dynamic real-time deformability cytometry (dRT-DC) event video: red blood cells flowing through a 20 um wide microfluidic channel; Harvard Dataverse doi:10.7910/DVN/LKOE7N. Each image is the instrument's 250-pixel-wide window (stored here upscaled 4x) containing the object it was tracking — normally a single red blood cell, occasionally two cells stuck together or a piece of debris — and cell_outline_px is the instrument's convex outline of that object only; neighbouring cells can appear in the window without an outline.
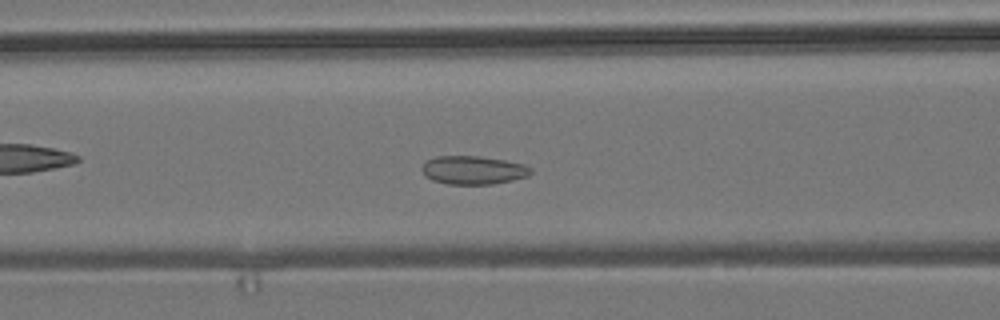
{"species": "common noctule bat (a hibernating species)", "species_latin": "Nyctalus noctula", "temperature_condition": "room temperature", "stored_images_in_passage": 53, "camera_frame_rate_fps": 3000, "um_per_image_px": 0.085, "animal": {"sex": "male", "body_mass_g": 19.2, "forearm_length_mm": 51.8}, "frame": {"image": 1, "passage_image": 21, "time_ms": 6.667, "image_size_px": [1000, 320], "cell_outline_px": [[532, 172], [528, 176], [512, 180], [492, 184], [448, 184], [432, 180], [424, 176], [420, 168], [428, 160], [436, 156], [480, 156], [504, 160], [524, 164], [532, 168]], "centroid_in_image_um": [40.21, 14.46], "position_along_channel_um": 126.4, "area_um2": 18.09}}
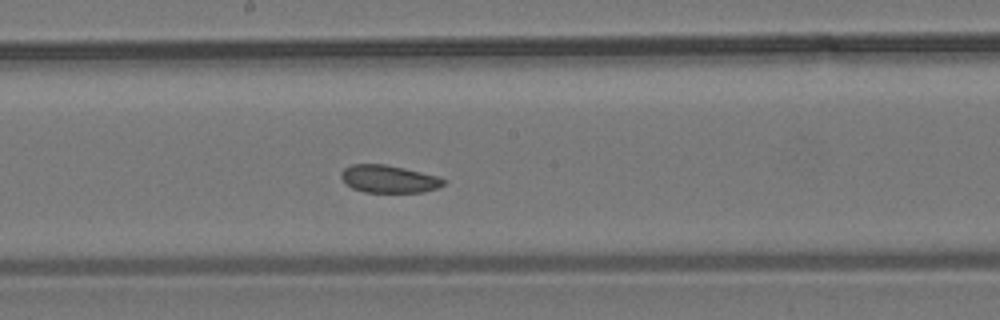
{"frame": {"image": 2, "passage_image": 28, "time_ms": 9.0, "image_size_px": [1000, 320], "cell_outline_px": [[444, 184], [436, 188], [424, 192], [364, 192], [352, 188], [340, 176], [340, 172], [344, 168], [352, 164], [384, 164], [404, 168], [436, 176], [444, 180]], "centroid_in_image_um": [33.01, 15.21], "position_along_channel_um": 215.2, "area_um2": 16.24}}
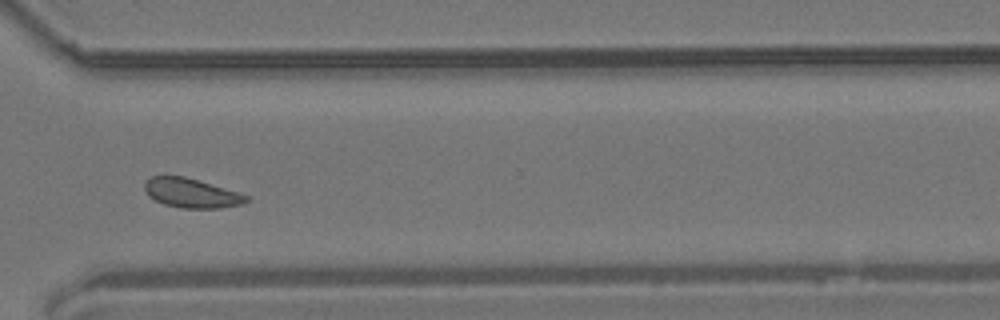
{"frame": {"image": 3, "passage_image": 39, "time_ms": 12.667, "image_size_px": [1000, 320], "cell_outline_px": [[248, 200], [244, 204], [220, 208], [180, 208], [164, 204], [148, 196], [144, 188], [144, 180], [152, 176], [184, 176], [236, 192], [248, 196]], "centroid_in_image_um": [16.22, 16.42], "position_along_channel_um": 354.4, "area_um2": 17.22}, "authors_computed_cell_mechanics": {"area_um2": 17.9758, "velocity_mm_per_s": 3.802, "shape_relaxation_time_tau1_ms": null, "shape_relaxation_time_tau2_ms": 3.1034, "deformation_change_tau1": null, "deformation_change_tau2": 0.0814}}